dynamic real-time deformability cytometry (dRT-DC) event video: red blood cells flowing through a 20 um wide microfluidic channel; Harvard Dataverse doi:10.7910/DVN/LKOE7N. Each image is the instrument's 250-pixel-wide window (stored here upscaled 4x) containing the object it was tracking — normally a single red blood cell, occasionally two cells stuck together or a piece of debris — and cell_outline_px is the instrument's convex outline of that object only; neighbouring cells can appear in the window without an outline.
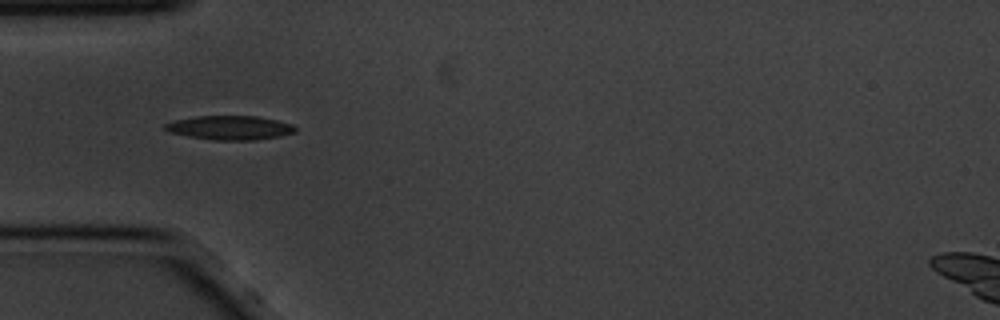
{"species": "common noctule bat (a hibernating species)", "species_latin": "Nyctalus noctula", "temperature_condition": "cold", "stored_images_in_passage": 41, "camera_frame_rate_fps": 3000, "um_per_image_px": 0.085, "animal": {"sex": "male", "body_mass_g": 20.1, "forearm_length_mm": 53.5}, "frame": {"image": 1, "passage_image": 1, "time_ms": 0.0, "image_size_px": [1000, 320], "cell_outline_px": [[296, 132], [280, 136], [256, 140], [212, 140], [188, 136], [168, 132], [164, 128], [164, 124], [176, 120], [196, 116], [256, 116], [276, 120], [292, 124], [296, 128]], "centroid_in_image_um": [19.54, 10.86], "position_along_channel_um": 65.5, "area_um2": 18.26}}
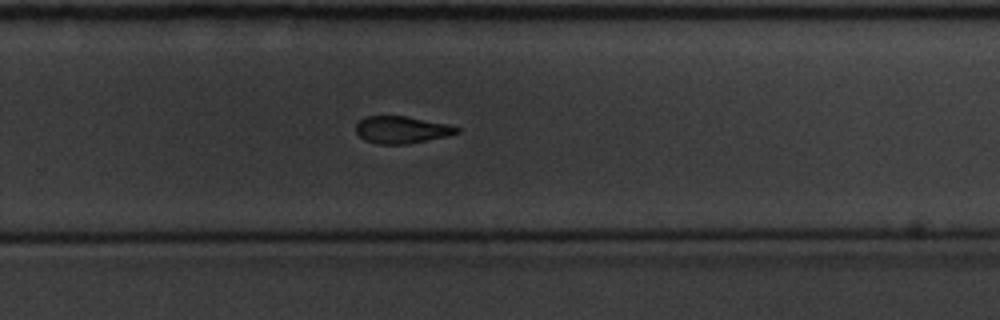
{"frame": {"image": 2, "passage_image": 21, "time_ms": 6.667, "image_size_px": [1000, 320], "cell_outline_px": [[460, 132], [448, 136], [408, 144], [376, 144], [364, 140], [356, 132], [356, 124], [364, 116], [404, 116], [448, 124], [460, 128]], "centroid_in_image_um": [34.14, 11.04], "position_along_channel_um": 295.7, "area_um2": 16.01}}
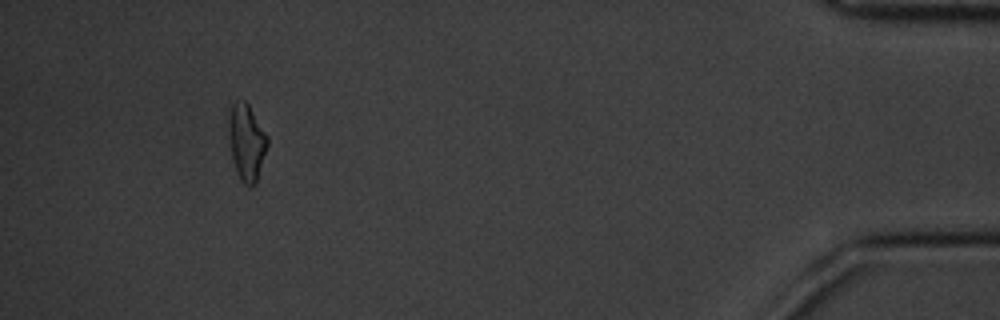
{"frame": {"image": 3, "passage_image": 37, "time_ms": 12.0, "image_size_px": [1000, 320], "cell_outline_px": [[268, 144], [256, 184], [252, 188], [244, 184], [240, 180], [232, 160], [228, 128], [228, 120], [232, 104], [236, 100], [244, 100], [248, 104], [268, 136]], "centroid_in_image_um": [20.96, 12.1], "position_along_channel_um": 414.2, "area_um2": 17.34}, "authors_computed_cell_mechanics": {"area_um2": 16.762, "velocity_mm_per_s": 3.4543, "shape_relaxation_time_tau1_ms": 5.7775, "shape_relaxation_time_tau2_ms": 8.8653, "deformation_change_tau1": 0.2725, "deformation_change_tau2": 0.1913}}